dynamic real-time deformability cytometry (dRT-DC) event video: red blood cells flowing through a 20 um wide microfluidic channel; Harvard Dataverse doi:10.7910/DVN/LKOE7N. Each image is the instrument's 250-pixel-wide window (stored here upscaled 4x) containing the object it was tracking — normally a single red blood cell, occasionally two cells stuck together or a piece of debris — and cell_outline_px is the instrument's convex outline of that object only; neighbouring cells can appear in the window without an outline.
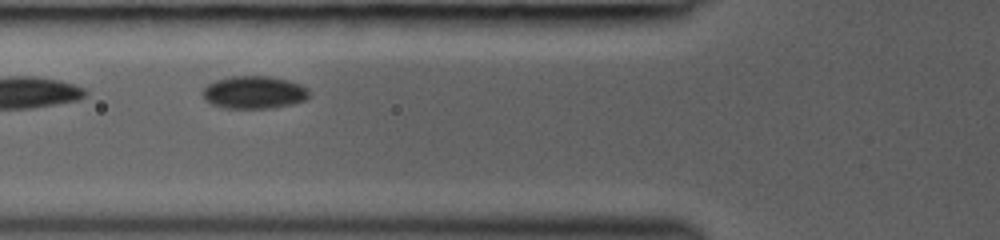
{"species": "common noctule bat (a hibernating species)", "species_latin": "Nyctalus noctula", "temperature_condition": "room temperature", "stored_images_in_passage": 29, "camera_frame_rate_fps": 3000, "um_per_image_px": 0.085, "animal": {"sex": "female", "body_mass_g": 19.0, "forearm_length_mm": 53.3}, "frame": {"image": 1, "passage_image": 7, "time_ms": 2.333, "image_size_px": [1000, 240], "cell_outline_px": [[308, 96], [304, 100], [292, 104], [272, 108], [224, 108], [212, 104], [204, 100], [200, 92], [208, 84], [216, 80], [232, 76], [272, 76], [288, 80], [300, 84], [308, 88]], "centroid_in_image_um": [21.56, 7.85], "position_along_channel_um": 104.2, "area_um2": 20.4}}
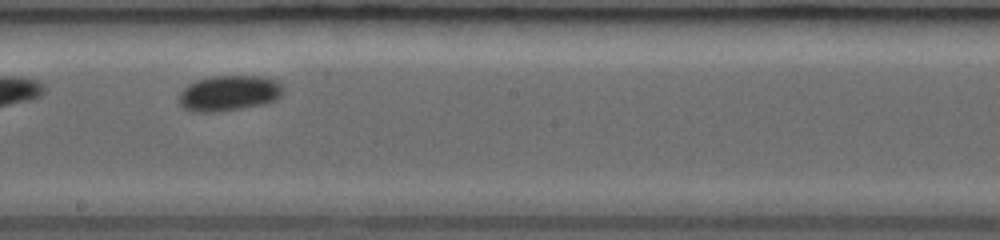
{"frame": {"image": 2, "passage_image": 15, "time_ms": 5.333, "image_size_px": [1000, 240], "cell_outline_px": [[284, 92], [276, 100], [264, 104], [220, 112], [192, 112], [184, 108], [180, 104], [180, 92], [188, 84], [196, 80], [216, 76], [260, 76], [280, 80], [284, 88]], "centroid_in_image_um": [19.51, 7.92], "position_along_channel_um": 228.7, "area_um2": 21.85}}
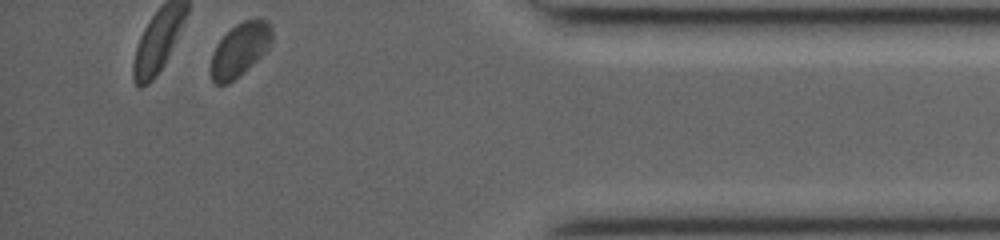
{"frame": {"image": 3, "passage_image": 29, "time_ms": 10.333, "image_size_px": [1000, 240], "cell_outline_px": [[272, 44], [244, 72], [228, 84], [216, 84], [212, 80], [208, 72], [208, 68], [212, 52], [216, 44], [236, 24], [244, 20], [264, 20], [272, 28]], "centroid_in_image_um": [20.33, 4.27], "position_along_channel_um": 414.9, "area_um2": 19.02}}